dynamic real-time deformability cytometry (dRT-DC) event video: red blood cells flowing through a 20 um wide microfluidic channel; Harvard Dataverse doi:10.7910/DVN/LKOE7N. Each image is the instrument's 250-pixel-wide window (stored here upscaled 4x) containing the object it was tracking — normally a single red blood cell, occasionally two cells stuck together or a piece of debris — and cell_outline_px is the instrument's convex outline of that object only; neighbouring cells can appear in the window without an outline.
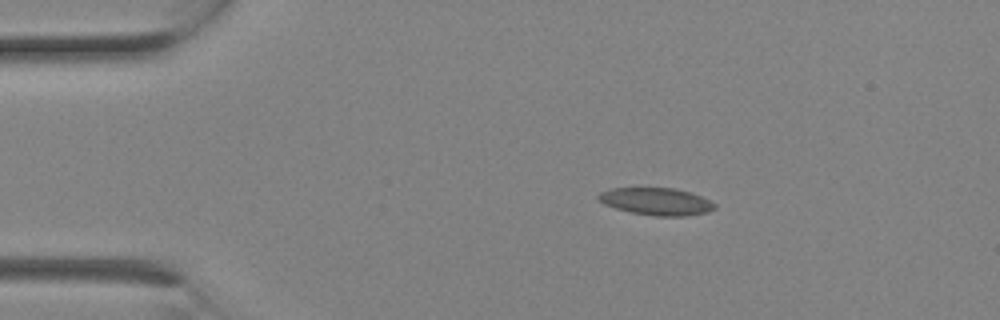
{"species": "Egyptian fruit bat (a non-hibernating species)", "species_latin": "Rousettus aegyptiacus", "temperature_condition": "room temperature", "stored_images_in_passage": 1, "camera_frame_rate_fps": 3000, "um_per_image_px": 0.085, "animal": {"sex": "female"}, "frame": {"image": 1, "passage_image": 1, "time_ms": 0.0, "image_size_px": [1000, 320], "cell_outline_px": [[716, 208], [708, 212], [684, 216], [656, 216], [632, 212], [616, 208], [604, 204], [596, 196], [600, 192], [608, 188], [676, 188], [692, 192], [716, 204]], "centroid_in_image_um": [55.8, 17.11], "position_along_channel_um": 29.2, "area_um2": 18.5}}